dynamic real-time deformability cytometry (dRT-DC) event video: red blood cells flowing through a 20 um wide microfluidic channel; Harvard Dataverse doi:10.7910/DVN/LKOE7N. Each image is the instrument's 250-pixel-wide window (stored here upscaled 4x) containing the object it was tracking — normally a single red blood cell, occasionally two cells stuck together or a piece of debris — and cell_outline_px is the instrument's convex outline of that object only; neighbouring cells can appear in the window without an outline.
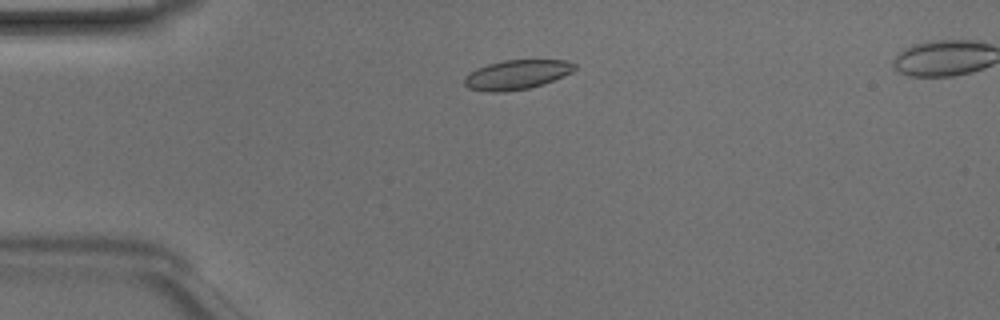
{"species": "Egyptian fruit bat (a non-hibernating species)", "species_latin": "Rousettus aegyptiacus", "temperature_condition": "room temperature", "stored_images_in_passage": 45, "camera_frame_rate_fps": 3000, "um_per_image_px": 0.085, "animal": {"sex": "male"}, "frame": {"image": 1, "passage_image": 8, "time_ms": 2.333, "image_size_px": [1000, 320], "cell_outline_px": [[576, 68], [572, 72], [544, 84], [528, 88], [504, 92], [488, 92], [468, 88], [464, 84], [464, 76], [476, 68], [488, 64], [504, 60], [564, 60], [576, 64]], "centroid_in_image_um": [43.9, 6.35], "position_along_channel_um": 41.1, "area_um2": 18.96}}
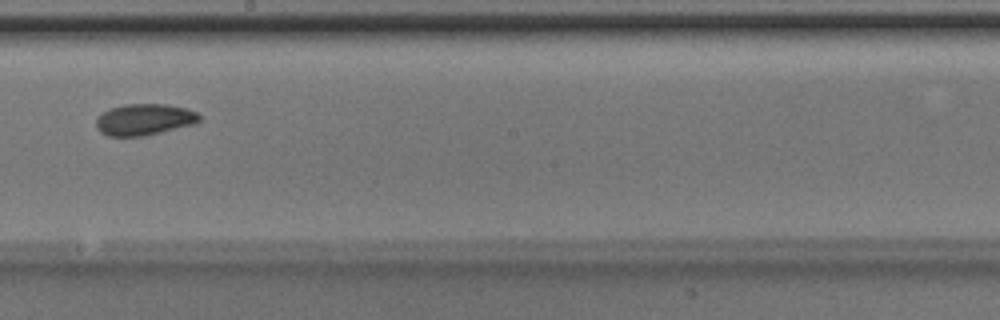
{"frame": {"image": 2, "passage_image": 24, "time_ms": 7.667, "image_size_px": [1000, 320], "cell_outline_px": [[200, 120], [192, 124], [144, 136], [108, 136], [100, 132], [96, 128], [96, 120], [108, 108], [124, 104], [168, 104], [184, 108], [196, 112], [200, 116]], "centroid_in_image_um": [12.23, 10.15], "position_along_channel_um": 236.0, "area_um2": 18.73}}
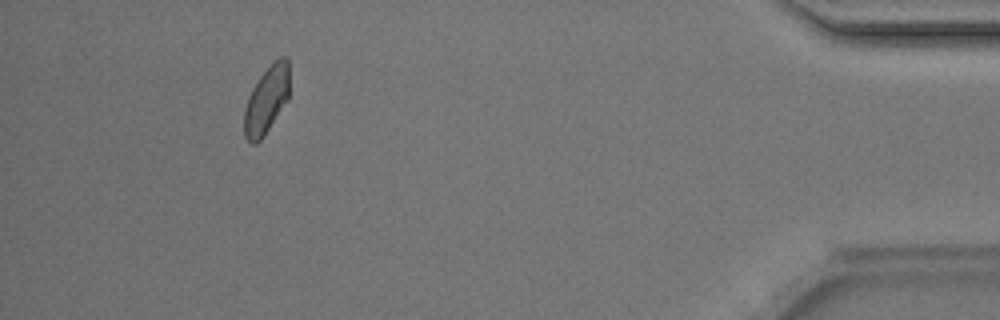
{"frame": {"image": 3, "passage_image": 41, "time_ms": 13.333, "image_size_px": [1000, 320], "cell_outline_px": [[288, 100], [264, 136], [256, 144], [252, 144], [244, 136], [244, 108], [248, 96], [252, 88], [260, 76], [280, 56], [288, 56]], "centroid_in_image_um": [22.64, 8.53], "position_along_channel_um": 412.6, "area_um2": 17.69}}